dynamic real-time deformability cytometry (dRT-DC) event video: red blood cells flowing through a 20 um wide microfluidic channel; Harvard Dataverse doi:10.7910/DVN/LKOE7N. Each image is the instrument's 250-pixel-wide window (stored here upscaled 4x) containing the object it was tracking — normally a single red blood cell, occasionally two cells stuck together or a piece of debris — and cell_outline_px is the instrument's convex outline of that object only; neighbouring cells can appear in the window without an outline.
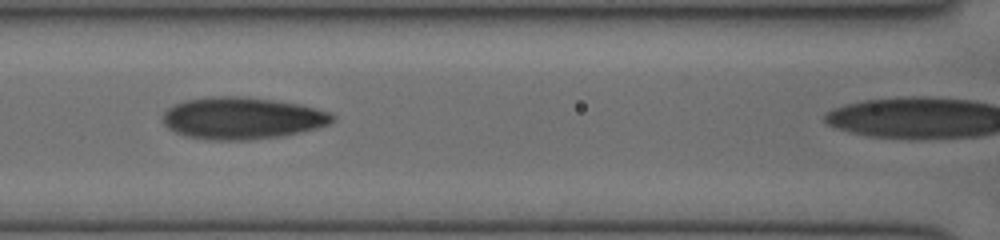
{"species": "human", "species_latin": "Homo sapiens", "temperature_condition": "cold", "stored_images_in_passage": 25, "camera_frame_rate_fps": 3000, "um_per_image_px": 0.085, "donor": {"sex": "female"}, "frame": {"image": 1, "passage_image": 22, "time_ms": 7.0, "image_size_px": [1000, 240], "cell_outline_px": [[336, 120], [328, 124], [316, 128], [300, 132], [280, 136], [244, 140], [212, 140], [184, 136], [168, 128], [160, 120], [160, 116], [168, 108], [184, 100], [208, 96], [240, 96], [272, 100], [300, 104], [332, 112], [336, 116]], "centroid_in_image_um": [20.56, 10.04], "position_along_channel_um": 146.0, "area_um2": 41.73}}